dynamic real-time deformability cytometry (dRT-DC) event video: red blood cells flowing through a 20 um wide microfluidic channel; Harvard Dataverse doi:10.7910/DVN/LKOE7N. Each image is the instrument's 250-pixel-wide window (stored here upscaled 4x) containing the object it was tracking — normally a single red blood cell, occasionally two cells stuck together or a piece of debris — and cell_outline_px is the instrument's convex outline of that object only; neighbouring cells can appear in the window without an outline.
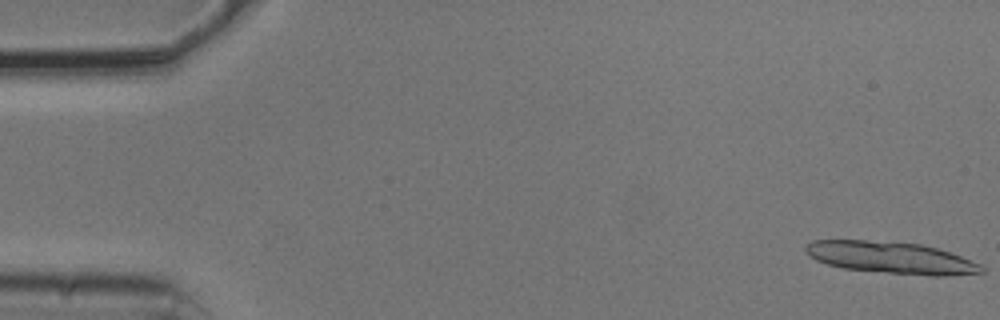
{"species": "common noctule bat (a hibernating species)", "species_latin": "Nyctalus noctula", "temperature_condition": "cold", "stored_images_in_passage": 14, "camera_frame_rate_fps": 3000, "um_per_image_px": 0.085, "animal": {"sex": "male", "body_mass_g": 20.5, "forearm_length_mm": 52.5}, "frame": {"image": 1, "passage_image": 1, "time_ms": 0.0, "image_size_px": [1000, 320], "cell_outline_px": [[984, 272], [944, 276], [932, 276], [844, 268], [828, 264], [816, 260], [808, 256], [804, 248], [812, 240], [868, 240], [920, 244], [936, 248], [960, 256], [980, 264], [984, 268]], "centroid_in_image_um": [75.72, 21.9], "position_along_channel_um": 9.3, "area_um2": 32.19}}